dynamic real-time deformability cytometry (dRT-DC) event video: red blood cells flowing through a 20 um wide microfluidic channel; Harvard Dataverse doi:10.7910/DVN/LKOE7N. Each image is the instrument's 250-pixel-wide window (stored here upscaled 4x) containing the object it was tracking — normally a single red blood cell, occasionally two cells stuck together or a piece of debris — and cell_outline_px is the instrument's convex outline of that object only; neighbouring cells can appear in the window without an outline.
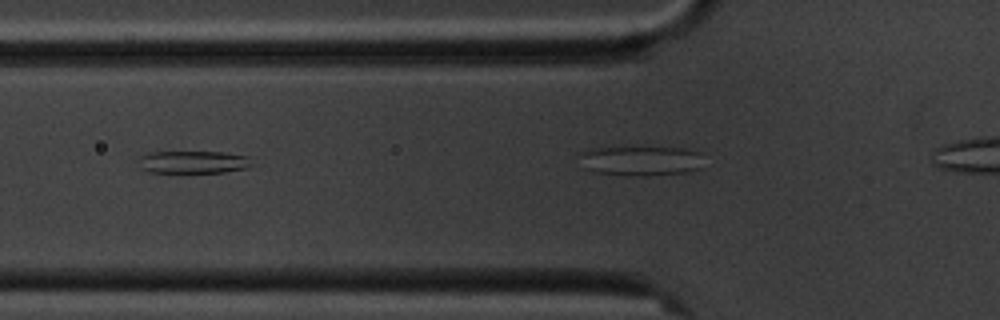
{"species": "common noctule bat (a hibernating species)", "species_latin": "Nyctalus noctula", "temperature_condition": "cold", "stored_images_in_passage": 5, "camera_frame_rate_fps": 3000, "um_per_image_px": 0.085, "animal": {"sex": "male", "body_mass_g": 20.1, "forearm_length_mm": 53.5}, "frame": {"image": 1, "passage_image": 2, "time_ms": 1.333, "image_size_px": [1000, 320], "cell_outline_px": [[252, 164], [248, 168], [224, 172], [148, 172], [140, 168], [140, 156], [152, 152], [224, 152], [248, 156]], "centroid_in_image_um": [16.45, 13.77], "position_along_channel_um": 109.4, "area_um2": 14.8}}